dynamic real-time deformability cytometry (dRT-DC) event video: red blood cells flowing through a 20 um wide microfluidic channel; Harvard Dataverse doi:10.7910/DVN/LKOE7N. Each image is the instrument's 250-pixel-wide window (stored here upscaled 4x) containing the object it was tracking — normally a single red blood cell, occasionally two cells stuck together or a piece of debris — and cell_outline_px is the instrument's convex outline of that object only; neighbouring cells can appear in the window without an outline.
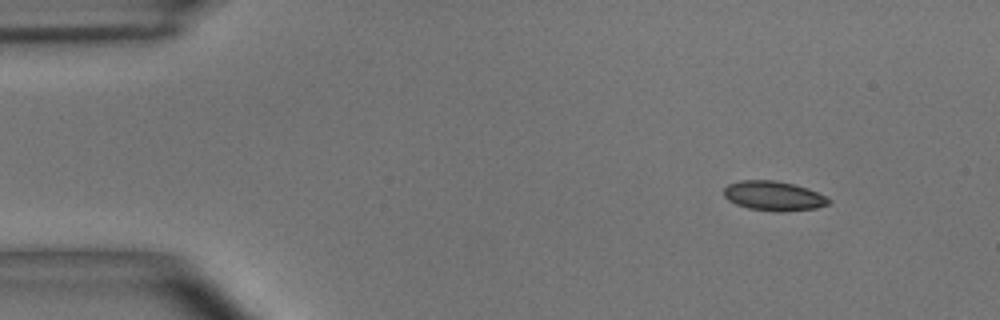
{"species": "common noctule bat (a hibernating species)", "species_latin": "Nyctalus noctula", "temperature_condition": "room temperature", "stored_images_in_passage": 38, "camera_frame_rate_fps": 3000, "um_per_image_px": 0.085, "animal": {"sex": "male", "body_mass_g": 15.6}, "frame": {"image": 1, "passage_image": 1, "time_ms": 0.0, "image_size_px": [1000, 320], "cell_outline_px": [[832, 200], [828, 204], [816, 208], [780, 212], [776, 212], [748, 208], [736, 204], [728, 200], [724, 196], [724, 188], [728, 184], [740, 180], [776, 180], [808, 188]], "centroid_in_image_um": [65.74, 16.65], "position_along_channel_um": 19.3, "area_um2": 18.03}}
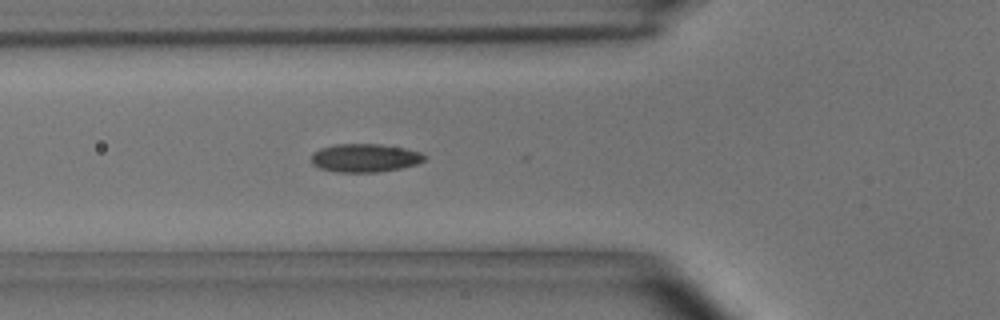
{"frame": {"image": 2, "passage_image": 14, "time_ms": 4.333, "image_size_px": [1000, 320], "cell_outline_px": [[428, 156], [424, 160], [416, 164], [400, 168], [376, 172], [336, 172], [320, 168], [312, 164], [312, 152], [320, 148], [336, 144], [380, 144], [404, 148], [420, 152]], "centroid_in_image_um": [31.0, 13.42], "position_along_channel_um": 94.8, "area_um2": 18.67}}
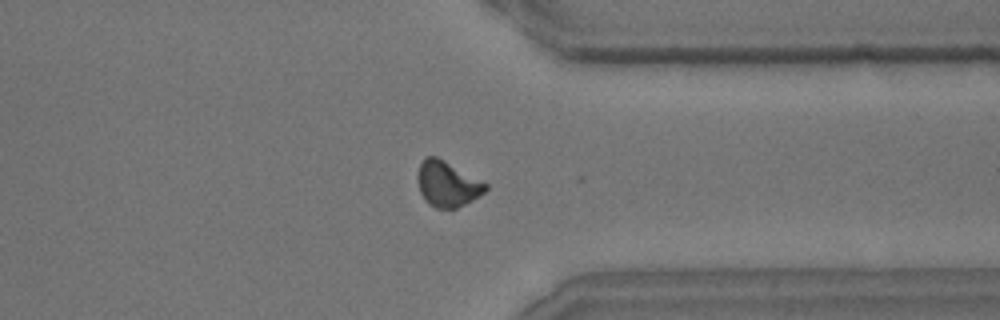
{"frame": {"image": 3, "passage_image": 37, "time_ms": 12.0, "image_size_px": [1000, 320], "cell_outline_px": [[488, 188], [484, 192], [472, 200], [456, 208], [436, 208], [428, 204], [424, 200], [420, 192], [416, 180], [416, 176], [420, 164], [424, 156], [436, 156], [444, 160], [488, 184]], "centroid_in_image_um": [37.98, 15.63], "position_along_channel_um": 373.4, "area_um2": 18.03}, "authors_computed_cell_mechanics": {"area_um2": 18.0336, "velocity_mm_per_s": 3.6662, "shape_relaxation_time_tau1_ms": 4.2661, "shape_relaxation_time_tau2_ms": 1.8447, "deformation_change_tau1": 0.107, "deformation_change_tau2": 0.0572}}